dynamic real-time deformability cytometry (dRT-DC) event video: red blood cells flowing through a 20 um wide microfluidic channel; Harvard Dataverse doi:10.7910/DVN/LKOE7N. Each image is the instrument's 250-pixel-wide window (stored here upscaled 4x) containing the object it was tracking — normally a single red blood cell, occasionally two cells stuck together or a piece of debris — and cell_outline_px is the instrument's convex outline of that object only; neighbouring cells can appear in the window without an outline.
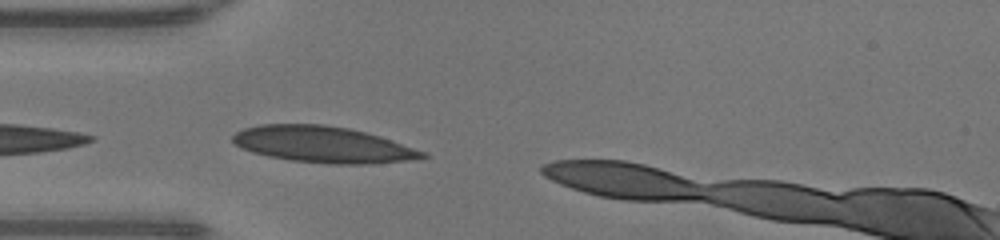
{"species": "human", "species_latin": "Homo sapiens", "temperature_condition": "warm", "stored_images_in_passage": 19, "camera_frame_rate_fps": 3000, "um_per_image_px": 0.085, "donor": {"sex": "male"}, "frame": {"image": 1, "passage_image": 1, "time_ms": 0.0, "image_size_px": [1000, 240], "cell_outline_px": [[428, 156], [408, 160], [368, 164], [332, 164], [292, 160], [268, 156], [252, 152], [240, 148], [232, 140], [232, 136], [236, 132], [244, 128], [260, 124], [324, 124], [348, 128], [380, 136], [428, 152]], "centroid_in_image_um": [27.45, 12.28], "position_along_channel_um": 57.6, "area_um2": 40.06}}
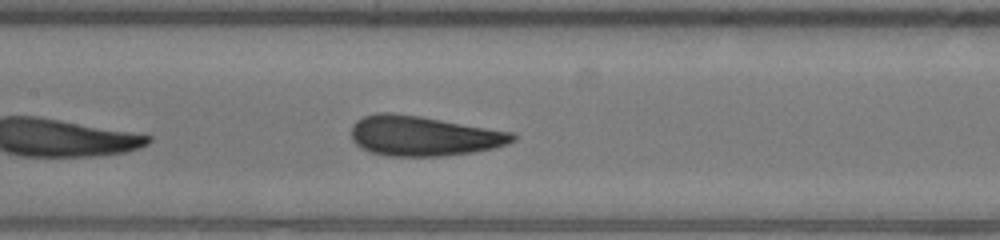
{"frame": {"image": 2, "passage_image": 9, "time_ms": 2.667, "image_size_px": [1000, 240], "cell_outline_px": [[516, 140], [508, 144], [492, 148], [472, 152], [440, 156], [388, 156], [372, 152], [360, 148], [352, 140], [352, 124], [356, 120], [364, 116], [376, 112], [392, 112], [420, 116], [516, 132]], "centroid_in_image_um": [36.01, 11.54], "position_along_channel_um": 171.4, "area_um2": 37.86}}
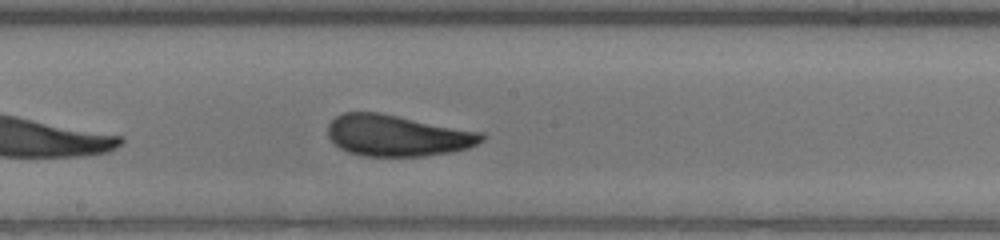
{"frame": {"image": 3, "passage_image": 12, "time_ms": 3.667, "image_size_px": [1000, 240], "cell_outline_px": [[484, 140], [468, 148], [452, 152], [424, 156], [364, 156], [348, 152], [340, 148], [328, 136], [328, 124], [336, 116], [344, 112], [380, 112], [484, 132]], "centroid_in_image_um": [33.8, 11.51], "position_along_channel_um": 214.4, "area_um2": 37.22}}